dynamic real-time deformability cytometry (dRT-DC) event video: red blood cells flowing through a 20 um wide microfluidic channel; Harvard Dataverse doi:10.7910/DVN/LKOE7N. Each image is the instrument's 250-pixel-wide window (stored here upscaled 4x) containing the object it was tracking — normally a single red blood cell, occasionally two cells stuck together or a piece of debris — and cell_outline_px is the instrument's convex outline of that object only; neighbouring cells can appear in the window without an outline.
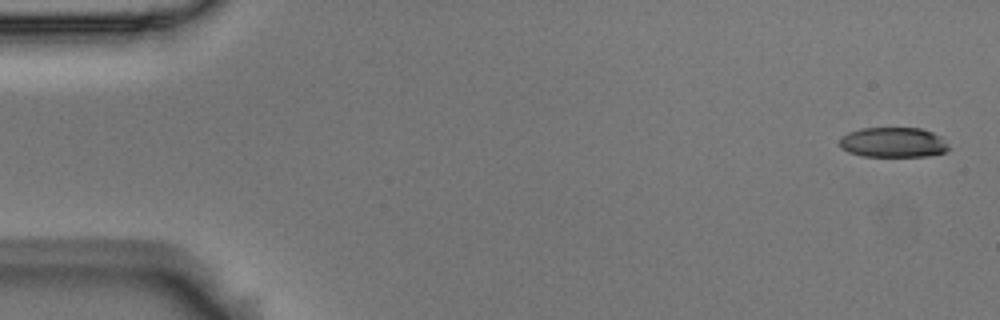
{"species": "Egyptian fruit bat (a non-hibernating species)", "species_latin": "Rousettus aegyptiacus", "temperature_condition": "room temperature", "stored_images_in_passage": 6, "camera_frame_rate_fps": 3000, "um_per_image_px": 0.085, "animal": {"sex": "male"}, "frame": {"image": 1, "passage_image": 1, "time_ms": 0.0, "image_size_px": [1000, 320], "cell_outline_px": [[952, 148], [948, 152], [928, 156], [864, 156], [848, 152], [840, 148], [836, 144], [840, 136], [848, 132], [860, 128], [920, 128], [932, 132], [940, 136]], "centroid_in_image_um": [75.9, 12.1], "position_along_channel_um": 9.1, "area_um2": 19.54}}
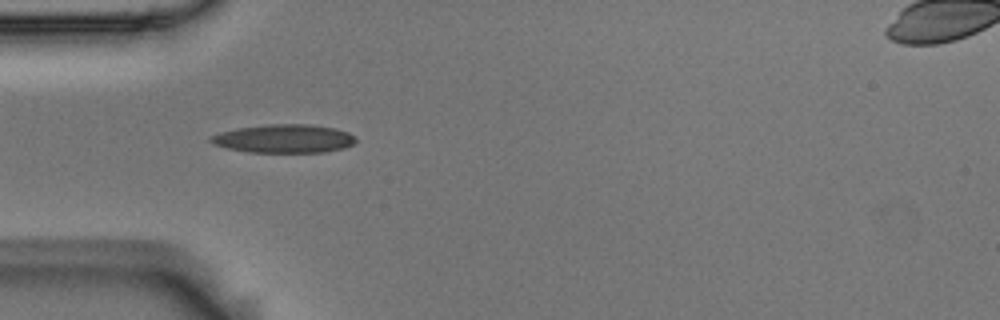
{"frame": {"image": 2, "passage_image": 5, "time_ms": 1.333, "image_size_px": [1000, 320], "cell_outline_px": [[356, 140], [352, 144], [344, 148], [324, 152], [248, 152], [228, 148], [212, 144], [208, 140], [212, 136], [220, 132], [236, 128], [268, 124], [308, 124], [336, 128], [348, 132], [356, 136]], "centroid_in_image_um": [24.15, 11.78], "position_along_channel_um": 60.9, "area_um2": 24.1}}
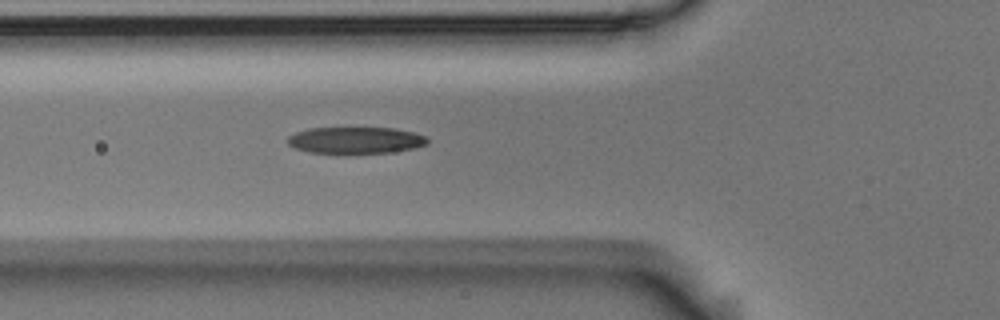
{"frame": {"image": 3, "passage_image": 6, "time_ms": 1.667, "image_size_px": [1000, 320], "cell_outline_px": [[428, 144], [416, 148], [388, 152], [348, 156], [308, 152], [296, 148], [288, 144], [288, 136], [296, 132], [308, 128], [396, 128], [428, 136]], "centroid_in_image_um": [30.23, 11.96], "position_along_channel_um": 95.6, "area_um2": 22.54}}